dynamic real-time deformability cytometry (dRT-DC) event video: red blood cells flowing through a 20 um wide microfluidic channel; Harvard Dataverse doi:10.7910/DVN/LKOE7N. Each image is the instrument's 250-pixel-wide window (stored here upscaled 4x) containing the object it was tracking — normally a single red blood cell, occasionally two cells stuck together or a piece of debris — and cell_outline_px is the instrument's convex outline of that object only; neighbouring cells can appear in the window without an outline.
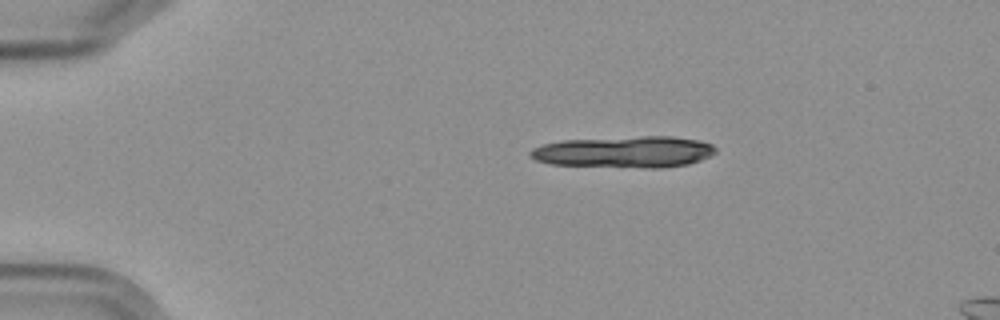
{"species": "Egyptian fruit bat (a non-hibernating species)", "species_latin": "Rousettus aegyptiacus", "temperature_condition": "cold", "stored_images_in_passage": 5, "camera_frame_rate_fps": 3000, "um_per_image_px": 0.085, "frame": {"image": 1, "passage_image": 1, "time_ms": 0.0, "image_size_px": [1000, 320], "cell_outline_px": [[716, 152], [700, 160], [688, 164], [664, 168], [644, 168], [552, 164], [536, 160], [528, 156], [528, 152], [532, 148], [544, 144], [564, 140], [644, 136], [672, 136], [700, 140], [712, 144], [716, 148]], "centroid_in_image_um": [53.09, 12.91], "position_along_channel_um": 31.9, "area_um2": 34.1}}